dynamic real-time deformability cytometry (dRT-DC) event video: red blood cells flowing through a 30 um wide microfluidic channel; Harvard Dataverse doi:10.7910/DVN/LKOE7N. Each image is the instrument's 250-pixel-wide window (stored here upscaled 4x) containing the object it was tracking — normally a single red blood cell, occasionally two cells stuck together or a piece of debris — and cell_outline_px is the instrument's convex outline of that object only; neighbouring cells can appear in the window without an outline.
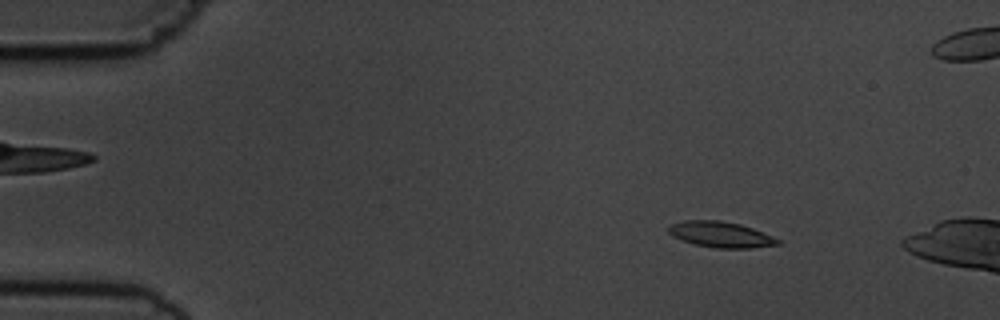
{"species": "common noctule bat (a hibernating species)", "species_latin": "Nyctalus noctula", "temperature_condition": "cold", "stored_images_in_passage": 4, "camera_frame_rate_fps": 3000, "um_per_image_px": 0.085, "animal": {"sex": "male", "body_mass_g": 19.5, "forearm_length_mm": 54.6}, "frame": {"image": 1, "passage_image": 2, "time_ms": 1.0, "image_size_px": [1000, 320], "cell_outline_px": [[780, 244], [752, 248], [716, 248], [696, 244], [680, 240], [672, 236], [668, 232], [668, 228], [672, 224], [684, 220], [720, 220], [740, 224], [752, 228], [772, 236], [780, 240]], "centroid_in_image_um": [61.25, 19.93], "position_along_channel_um": 23.8, "area_um2": 16.36}}